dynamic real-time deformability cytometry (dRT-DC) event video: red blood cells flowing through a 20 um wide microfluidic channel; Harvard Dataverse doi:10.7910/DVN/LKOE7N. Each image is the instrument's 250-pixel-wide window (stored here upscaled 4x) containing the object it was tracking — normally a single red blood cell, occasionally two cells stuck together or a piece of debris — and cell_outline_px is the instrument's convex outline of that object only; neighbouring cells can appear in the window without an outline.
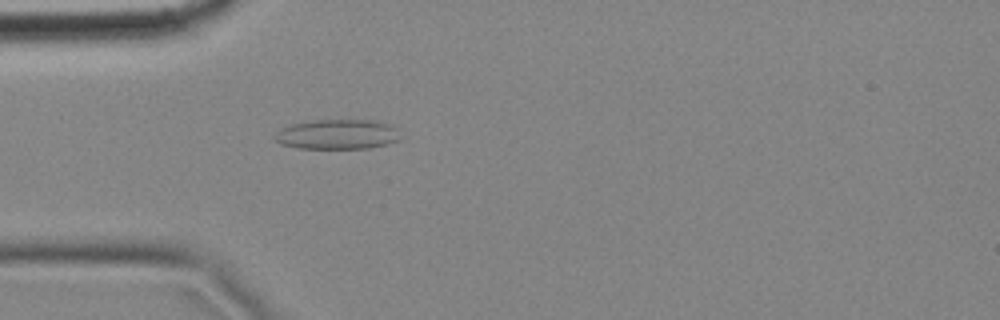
{"species": "common noctule bat (a hibernating species)", "species_latin": "Nyctalus noctula", "temperature_condition": "cold", "stored_images_in_passage": 5, "camera_frame_rate_fps": 3000, "um_per_image_px": 0.085, "animal": {"sex": "female", "body_mass_g": 18.4}, "frame": {"image": 1, "passage_image": 5, "time_ms": 1.333, "image_size_px": [1000, 320], "cell_outline_px": [[400, 140], [388, 144], [368, 148], [300, 148], [280, 144], [272, 136], [280, 128], [292, 124], [312, 120], [380, 120], [396, 128]], "centroid_in_image_um": [28.67, 11.41], "position_along_channel_um": 56.3, "area_um2": 21.96}}